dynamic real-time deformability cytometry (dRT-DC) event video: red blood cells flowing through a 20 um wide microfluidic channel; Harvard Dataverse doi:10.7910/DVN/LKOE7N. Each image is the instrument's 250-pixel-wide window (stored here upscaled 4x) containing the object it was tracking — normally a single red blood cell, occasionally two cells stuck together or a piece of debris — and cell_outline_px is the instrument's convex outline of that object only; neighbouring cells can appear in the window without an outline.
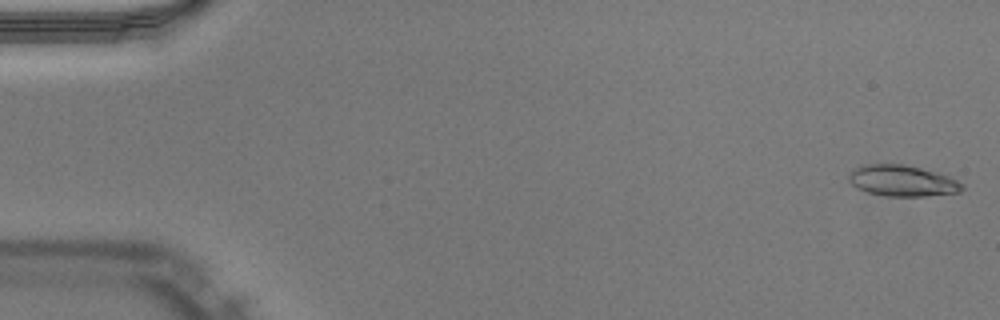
{"species": "Egyptian fruit bat (a non-hibernating species)", "species_latin": "Rousettus aegyptiacus", "temperature_condition": "warm", "stored_images_in_passage": 39, "camera_frame_rate_fps": 3000, "um_per_image_px": 0.085, "animal": {"sex": "male"}, "frame": {"image": 1, "passage_image": 1, "time_ms": 0.0, "image_size_px": [1000, 320], "cell_outline_px": [[964, 188], [960, 192], [924, 196], [884, 196], [868, 192], [856, 188], [848, 180], [848, 176], [860, 164], [904, 164], [936, 172], [948, 176], [964, 184]], "centroid_in_image_um": [76.69, 15.37], "position_along_channel_um": 8.3, "area_um2": 20.52}}
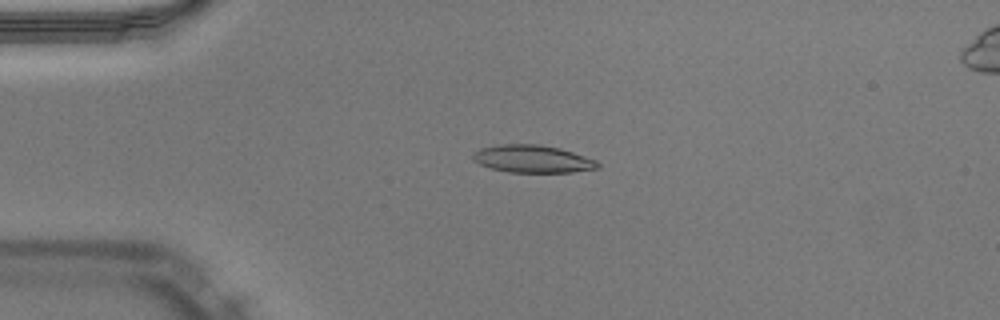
{"frame": {"image": 2, "passage_image": 12, "time_ms": 3.667, "image_size_px": [1000, 320], "cell_outline_px": [[600, 168], [572, 172], [508, 172], [492, 168], [480, 164], [472, 160], [472, 152], [480, 148], [500, 144], [540, 144], [560, 148], [596, 160], [600, 164]], "centroid_in_image_um": [45.25, 13.5], "position_along_channel_um": 39.7, "area_um2": 20.11}}
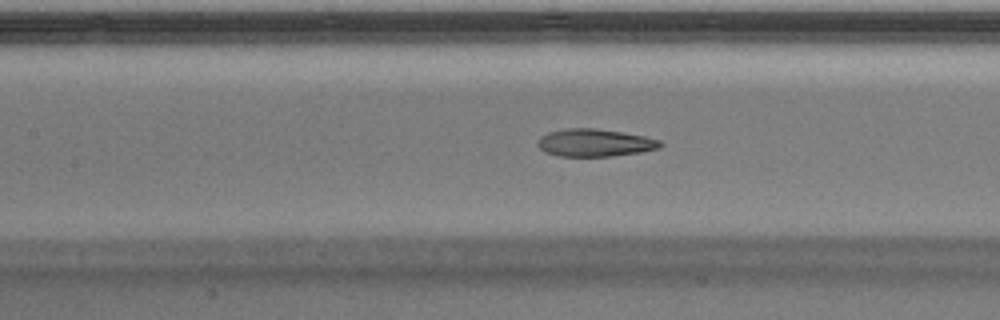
{"frame": {"image": 3, "passage_image": 23, "time_ms": 7.333, "image_size_px": [1000, 320], "cell_outline_px": [[664, 144], [660, 148], [640, 152], [608, 156], [560, 156], [544, 152], [536, 144], [540, 136], [548, 132], [564, 128], [592, 128], [620, 132], [644, 136], [660, 140]], "centroid_in_image_um": [50.53, 12.13], "position_along_channel_um": 156.9, "area_um2": 19.65}}